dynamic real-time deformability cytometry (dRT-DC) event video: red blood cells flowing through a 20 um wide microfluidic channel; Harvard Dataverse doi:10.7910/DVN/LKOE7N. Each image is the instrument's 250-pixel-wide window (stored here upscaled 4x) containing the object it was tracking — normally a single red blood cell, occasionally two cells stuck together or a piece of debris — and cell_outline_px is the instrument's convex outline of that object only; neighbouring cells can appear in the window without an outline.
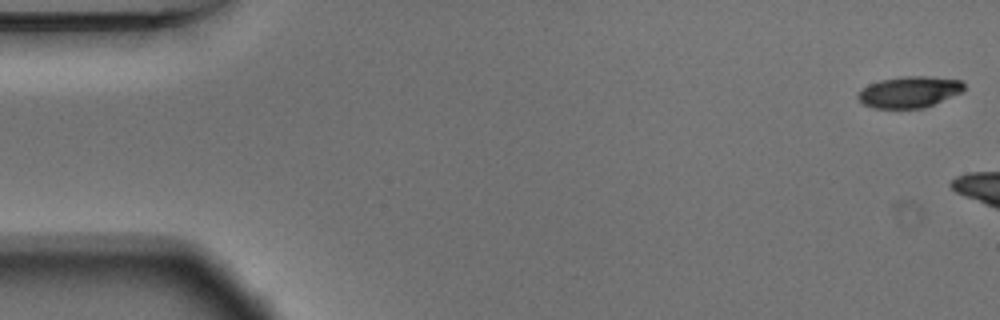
{"species": "Egyptian fruit bat (a non-hibernating species)", "species_latin": "Rousettus aegyptiacus", "temperature_condition": "warm", "stored_images_in_passage": 7, "camera_frame_rate_fps": 3000, "um_per_image_px": 0.085, "animal": {"sex": "male"}, "frame": {"image": 1, "passage_image": 1, "time_ms": 0.0, "image_size_px": [1000, 320], "cell_outline_px": [[964, 88], [960, 92], [924, 108], [872, 108], [864, 104], [856, 96], [868, 84], [880, 80], [904, 76], [928, 76], [960, 80], [964, 84]], "centroid_in_image_um": [77.27, 7.81], "position_along_channel_um": 7.7, "area_um2": 19.07}}